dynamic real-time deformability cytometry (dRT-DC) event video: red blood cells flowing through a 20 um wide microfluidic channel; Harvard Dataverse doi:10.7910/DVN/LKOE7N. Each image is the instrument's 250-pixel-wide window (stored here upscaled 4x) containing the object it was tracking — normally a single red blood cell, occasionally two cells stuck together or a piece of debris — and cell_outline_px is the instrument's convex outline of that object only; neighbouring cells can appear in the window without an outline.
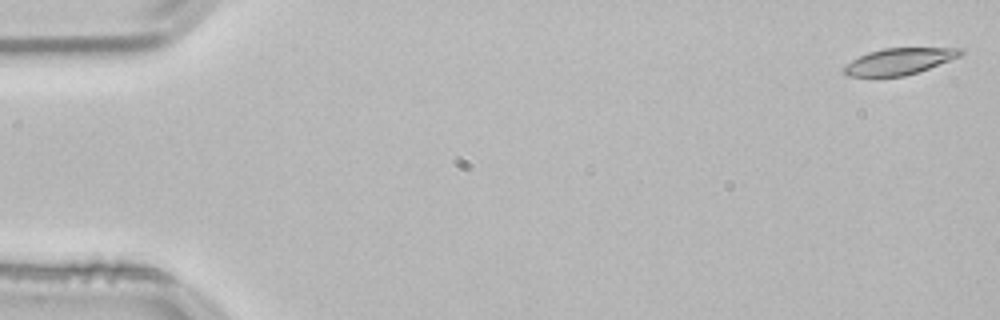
{"species": "common noctule bat (a hibernating species)", "species_latin": "Nyctalus noctula", "temperature_condition": "room temperature", "stored_images_in_passage": 53, "camera_frame_rate_fps": 3000, "um_per_image_px": 0.085, "animal": {"sex": "male", "body_mass_g": 21.5, "forearm_length_mm": 52.0}, "frame": {"image": 1, "passage_image": 1, "time_ms": 0.0, "image_size_px": [1000, 320], "cell_outline_px": [[964, 52], [960, 56], [928, 68], [904, 76], [848, 76], [844, 72], [844, 64], [868, 52], [884, 48], [964, 48]], "centroid_in_image_um": [76.42, 5.2], "position_along_channel_um": 8.6, "area_um2": 17.69}}
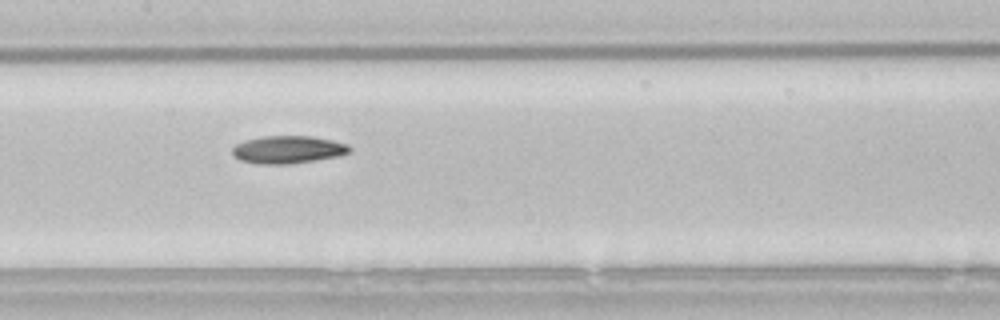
{"frame": {"image": 2, "passage_image": 26, "time_ms": 8.333, "image_size_px": [1000, 320], "cell_outline_px": [[352, 152], [340, 156], [292, 164], [256, 164], [240, 160], [232, 152], [232, 148], [236, 144], [244, 140], [264, 136], [312, 136], [332, 140], [348, 144], [352, 148]], "centroid_in_image_um": [24.52, 12.72], "position_along_channel_um": 182.9, "area_um2": 19.13}}
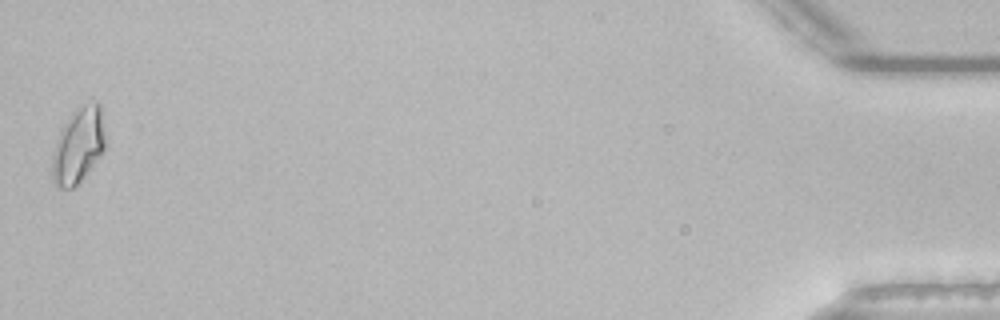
{"frame": {"image": 3, "passage_image": 53, "time_ms": 17.333, "image_size_px": [1000, 320], "cell_outline_px": [[104, 152], [80, 180], [72, 188], [56, 188], [52, 180], [52, 156], [56, 140], [64, 124], [72, 112], [84, 104], [96, 100], [100, 104], [104, 136]], "centroid_in_image_um": [6.64, 12.37], "position_along_channel_um": 428.6, "area_um2": 23.12}, "authors_computed_cell_mechanics": {"area_um2": 18.8428, "velocity_mm_per_s": 3.8046, "shape_relaxation_time_tau1_ms": 9.121, "shape_relaxation_time_tau2_ms": null, "deformation_change_tau1": 0.1789, "deformation_change_tau2": null}}